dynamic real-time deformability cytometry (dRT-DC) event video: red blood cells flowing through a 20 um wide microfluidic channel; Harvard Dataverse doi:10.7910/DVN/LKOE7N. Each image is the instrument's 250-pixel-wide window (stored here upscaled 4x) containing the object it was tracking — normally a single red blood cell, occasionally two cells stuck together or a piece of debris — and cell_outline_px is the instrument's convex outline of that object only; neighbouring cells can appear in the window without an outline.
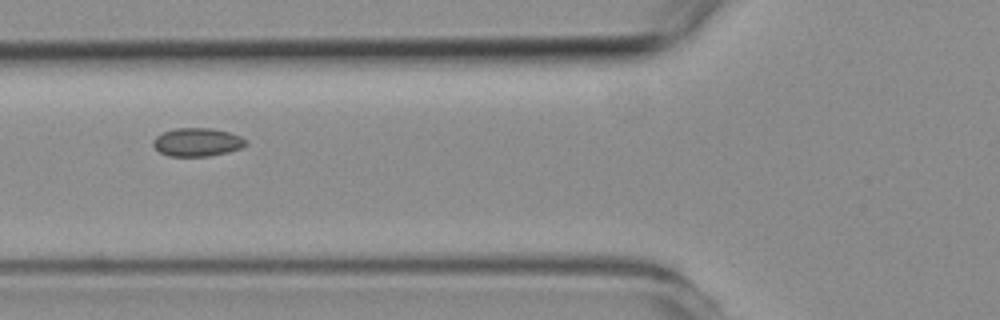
{"species": "common noctule bat (a hibernating species)", "species_latin": "Nyctalus noctula", "temperature_condition": "room temperature", "stored_images_in_passage": 10, "camera_frame_rate_fps": 3000, "um_per_image_px": 0.085, "animal": {"sex": "female", "body_mass_g": 19.3, "forearm_length_mm": 54.1}, "frame": {"image": 1, "passage_image": 5, "time_ms": 4.667, "image_size_px": [1000, 320], "cell_outline_px": [[248, 144], [240, 148], [228, 152], [208, 156], [168, 156], [160, 152], [152, 144], [152, 140], [156, 136], [164, 132], [176, 128], [212, 128], [228, 132], [240, 136], [248, 140]], "centroid_in_image_um": [16.77, 12.08], "position_along_channel_um": 109.0, "area_um2": 15.32}}
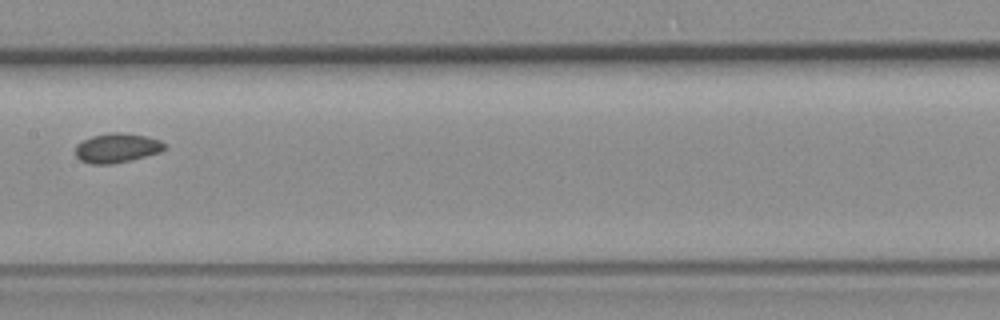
{"frame": {"image": 2, "passage_image": 7, "time_ms": 7.0, "image_size_px": [1000, 320], "cell_outline_px": [[168, 148], [160, 152], [132, 160], [112, 164], [88, 164], [80, 160], [76, 156], [76, 144], [92, 136], [108, 132], [120, 132], [148, 136], [160, 140], [168, 144]], "centroid_in_image_um": [9.98, 12.57], "position_along_channel_um": 197.4, "area_um2": 15.61}}
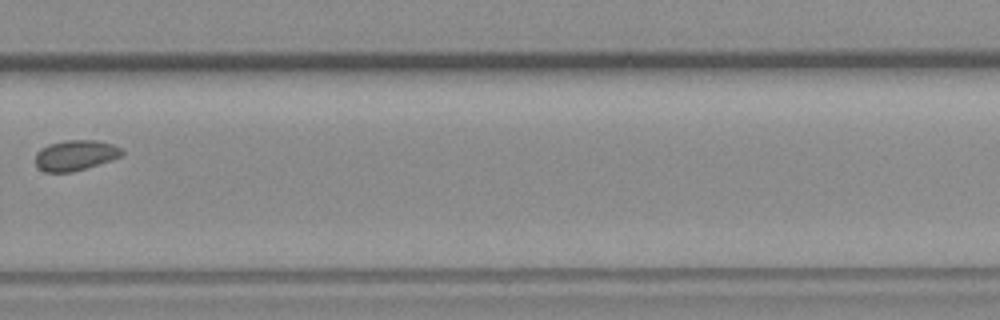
{"frame": {"image": 3, "passage_image": 10, "time_ms": 10.333, "image_size_px": [1000, 320], "cell_outline_px": [[124, 156], [72, 172], [44, 172], [36, 164], [36, 152], [40, 148], [48, 144], [64, 140], [96, 140], [112, 144], [120, 148], [124, 152]], "centroid_in_image_um": [6.41, 13.19], "position_along_channel_um": 323.4, "area_um2": 15.37}}